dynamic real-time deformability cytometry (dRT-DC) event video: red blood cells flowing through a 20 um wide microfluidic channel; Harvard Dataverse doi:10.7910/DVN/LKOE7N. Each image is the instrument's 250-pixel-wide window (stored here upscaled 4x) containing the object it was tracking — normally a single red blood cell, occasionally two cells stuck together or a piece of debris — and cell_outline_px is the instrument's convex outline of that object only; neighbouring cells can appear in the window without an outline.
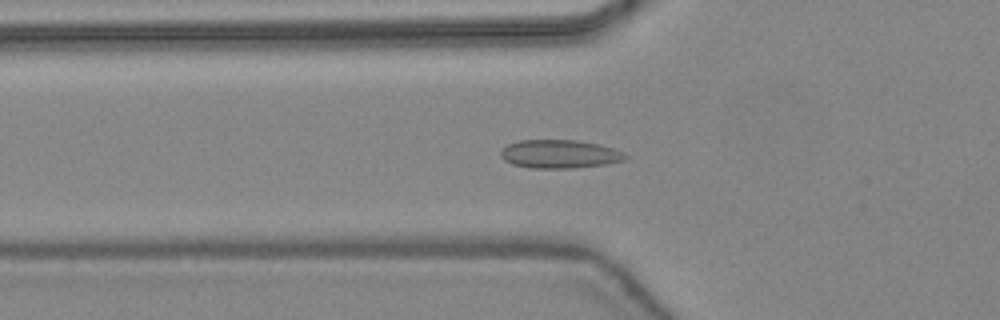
{"species": "common noctule bat (a hibernating species)", "species_latin": "Nyctalus noctula", "temperature_condition": "warm", "stored_images_in_passage": 47, "camera_frame_rate_fps": 3000, "um_per_image_px": 0.085, "animal": {"sex": "female", "body_mass_g": 24.6, "forearm_length_mm": 56.2}, "frame": {"image": 1, "passage_image": 17, "time_ms": 5.333, "image_size_px": [1000, 320], "cell_outline_px": [[628, 156], [624, 160], [604, 164], [572, 168], [528, 168], [512, 164], [504, 160], [500, 156], [500, 152], [508, 144], [520, 140], [576, 140], [600, 144], [624, 152]], "centroid_in_image_um": [47.55, 13.09], "position_along_channel_um": 78.2, "area_um2": 20.63}}
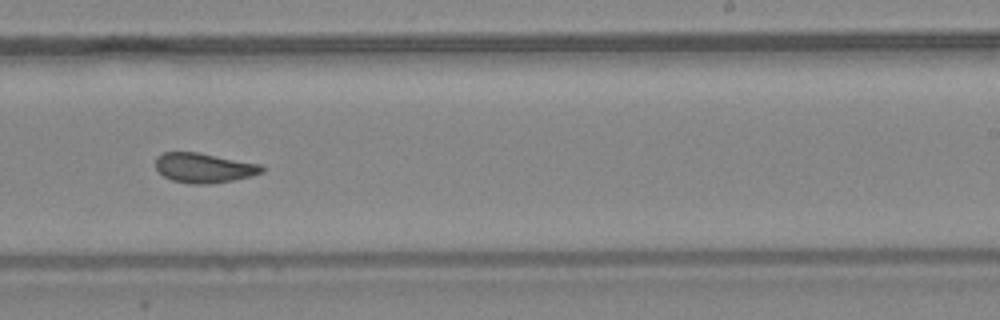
{"frame": {"image": 2, "passage_image": 30, "time_ms": 9.667, "image_size_px": [1000, 320], "cell_outline_px": [[264, 172], [252, 176], [232, 180], [208, 184], [188, 184], [172, 180], [164, 176], [156, 168], [156, 156], [164, 152], [200, 152], [260, 164], [264, 168]], "centroid_in_image_um": [17.34, 14.26], "position_along_channel_um": 271.7, "area_um2": 18.5}}
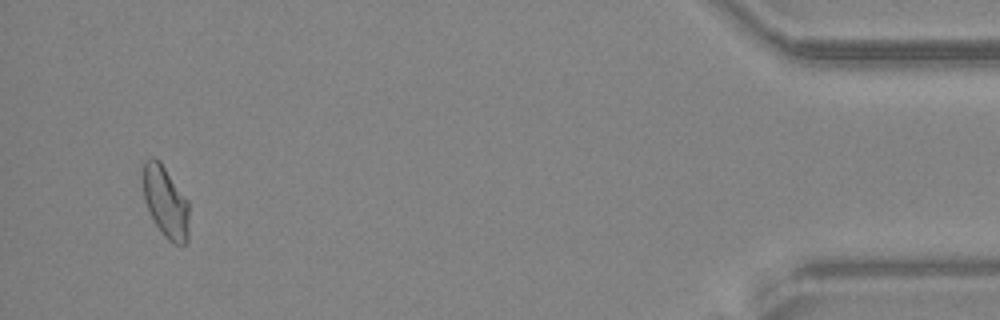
{"frame": {"image": 3, "passage_image": 45, "time_ms": 14.667, "image_size_px": [1000, 320], "cell_outline_px": [[188, 240], [184, 244], [176, 244], [168, 240], [164, 236], [156, 224], [144, 200], [144, 160], [152, 156], [160, 160], [188, 200]], "centroid_in_image_um": [14.09, 17.14], "position_along_channel_um": 421.1, "area_um2": 18.96}, "authors_computed_cell_mechanics": {"area_um2": 19.2474, "velocity_mm_per_s": 4.4484, "shape_relaxation_time_tau1_ms": null, "shape_relaxation_time_tau2_ms": 0.9398, "deformation_change_tau1": null, "deformation_change_tau2": 0.0543}}